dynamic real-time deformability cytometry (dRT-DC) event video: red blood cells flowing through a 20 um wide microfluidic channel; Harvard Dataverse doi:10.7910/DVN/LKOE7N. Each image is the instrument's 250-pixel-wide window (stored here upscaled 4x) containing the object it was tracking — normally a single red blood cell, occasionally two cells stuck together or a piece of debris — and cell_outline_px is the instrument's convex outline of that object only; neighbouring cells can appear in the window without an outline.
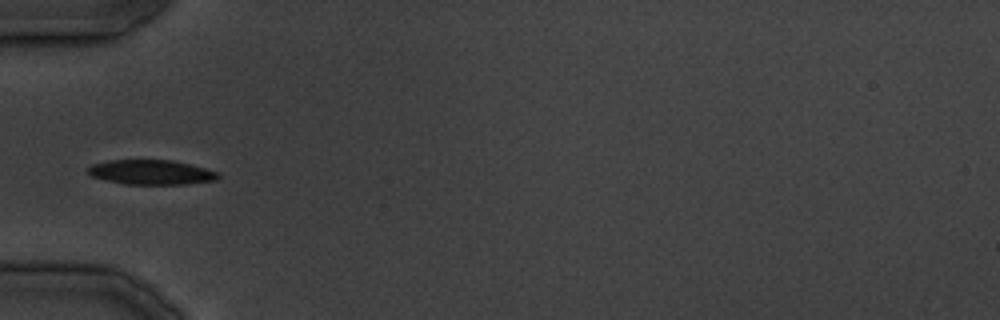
{"species": "common noctule bat (a hibernating species)", "species_latin": "Nyctalus noctula", "temperature_condition": "cold", "stored_images_in_passage": 25, "camera_frame_rate_fps": 3000, "um_per_image_px": 0.085, "animal": {"sex": "male", "body_mass_g": 19.5, "forearm_length_mm": 54.6}, "frame": {"image": 1, "passage_image": 1, "time_ms": 0.0, "image_size_px": [1000, 320], "cell_outline_px": [[220, 176], [216, 180], [184, 184], [124, 184], [92, 176], [88, 172], [88, 168], [92, 164], [108, 160], [172, 160], [220, 172]], "centroid_in_image_um": [12.87, 14.64], "position_along_channel_um": 72.1, "area_um2": 18.55}}
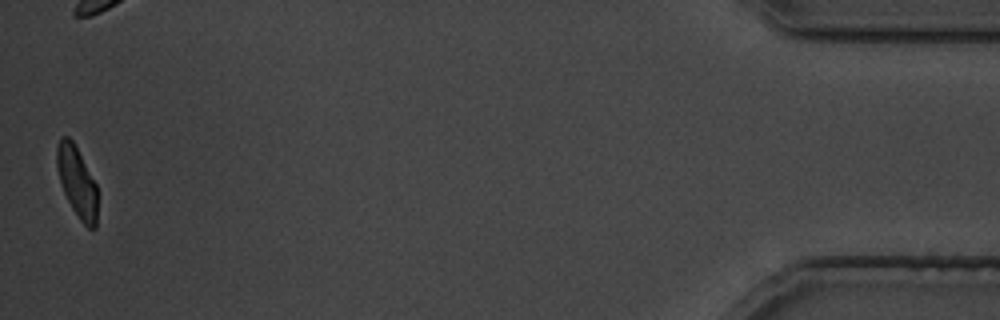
{"frame": {"image": 2, "passage_image": 25, "time_ms": 29.333, "image_size_px": [1000, 320], "cell_outline_px": [[96, 228], [88, 228], [80, 220], [72, 208], [64, 192], [56, 168], [56, 148], [60, 136], [68, 136], [72, 140], [96, 184]], "centroid_in_image_um": [6.51, 15.43], "position_along_channel_um": 428.7, "area_um2": 16.42}}